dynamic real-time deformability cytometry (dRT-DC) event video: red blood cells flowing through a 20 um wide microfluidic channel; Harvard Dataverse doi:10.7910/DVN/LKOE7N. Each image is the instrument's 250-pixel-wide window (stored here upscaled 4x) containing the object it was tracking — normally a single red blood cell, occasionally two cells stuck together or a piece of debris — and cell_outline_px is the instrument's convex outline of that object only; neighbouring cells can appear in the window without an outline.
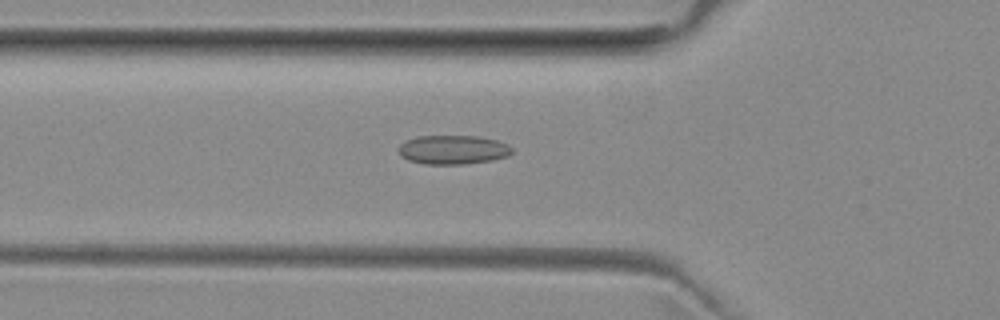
{"species": "common noctule bat (a hibernating species)", "species_latin": "Nyctalus noctula", "temperature_condition": "room temperature", "stored_images_in_passage": 52, "camera_frame_rate_fps": 3000, "um_per_image_px": 0.085, "animal": {"sex": "female", "body_mass_g": 29.2, "forearm_length_mm": 56.3}, "frame": {"image": 1, "passage_image": 18, "time_ms": 5.667, "image_size_px": [1000, 320], "cell_outline_px": [[512, 152], [508, 156], [492, 160], [464, 164], [424, 164], [408, 160], [400, 156], [396, 148], [404, 140], [420, 136], [480, 136], [496, 140], [508, 144], [512, 148]], "centroid_in_image_um": [38.47, 12.72], "position_along_channel_um": 87.3, "area_um2": 19.42}}
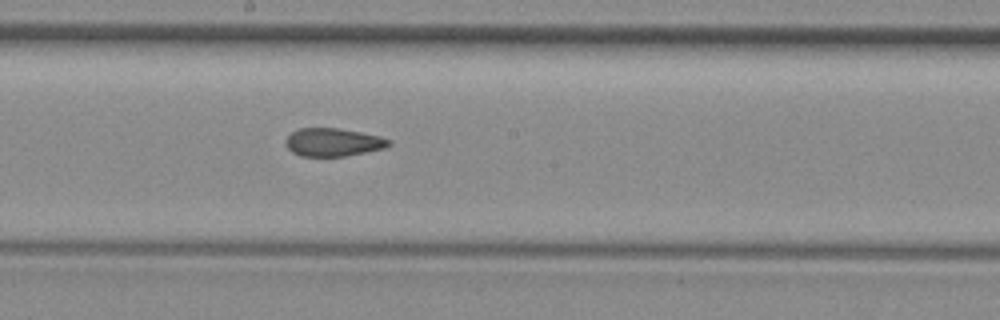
{"frame": {"image": 2, "passage_image": 28, "time_ms": 9.0, "image_size_px": [1000, 320], "cell_outline_px": [[392, 144], [384, 148], [344, 156], [300, 156], [292, 152], [288, 148], [284, 140], [292, 132], [300, 128], [340, 128], [380, 136], [392, 140]], "centroid_in_image_um": [28.32, 12.08], "position_along_channel_um": 219.9, "area_um2": 16.88}}
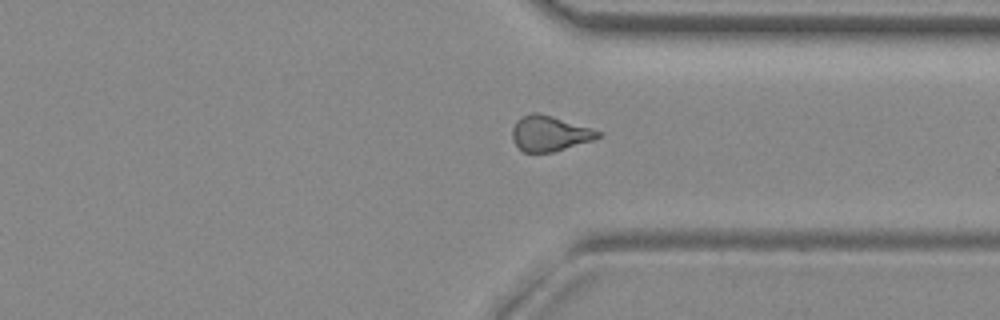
{"frame": {"image": 3, "passage_image": 39, "time_ms": 12.667, "image_size_px": [1000, 320], "cell_outline_px": [[604, 132], [600, 136], [592, 140], [552, 152], [524, 152], [512, 140], [512, 128], [516, 120], [520, 116], [532, 112], [540, 112], [592, 128]], "centroid_in_image_um": [46.7, 11.32], "position_along_channel_um": 364.7, "area_um2": 17.74}, "authors_computed_cell_mechanics": {"area_um2": 17.918, "velocity_mm_per_s": 3.9603, "shape_relaxation_time_tau1_ms": null, "shape_relaxation_time_tau2_ms": 2.4902, "deformation_change_tau1": null, "deformation_change_tau2": 0.1034}}